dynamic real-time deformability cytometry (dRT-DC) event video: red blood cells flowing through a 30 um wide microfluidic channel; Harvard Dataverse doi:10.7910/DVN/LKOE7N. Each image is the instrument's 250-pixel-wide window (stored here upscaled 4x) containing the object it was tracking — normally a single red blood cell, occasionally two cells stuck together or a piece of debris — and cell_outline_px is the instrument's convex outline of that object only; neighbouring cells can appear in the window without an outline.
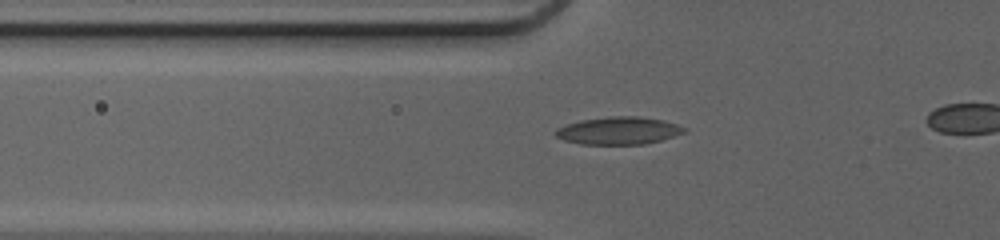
{"species": "common noctule bat (a hibernating species)", "species_latin": "Nyctalus noctula", "temperature_condition": "cold", "stored_images_in_passage": 39, "camera_frame_rate_fps": 3000, "um_per_image_px": 0.085, "animal": {"sex": "female", "body_mass_g": 20.0, "forearm_length_mm": 54.0}, "frame": {"image": 1, "passage_image": 13, "time_ms": 4.0, "image_size_px": [1000, 240], "cell_outline_px": [[688, 128], [684, 132], [660, 140], [644, 144], [580, 144], [564, 140], [556, 136], [556, 128], [580, 120], [608, 116], [636, 116], [664, 120]], "centroid_in_image_um": [52.57, 11.1], "position_along_channel_um": 73.2, "area_um2": 20.52}}
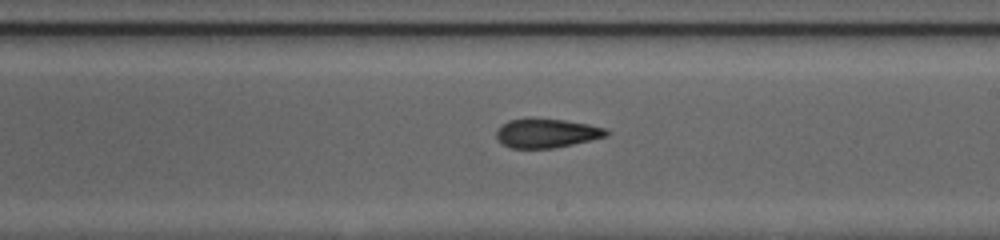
{"frame": {"image": 2, "passage_image": 25, "time_ms": 8.0, "image_size_px": [1000, 240], "cell_outline_px": [[608, 136], [572, 144], [552, 148], [512, 148], [504, 144], [496, 136], [496, 132], [500, 124], [508, 120], [528, 116], [564, 120], [588, 124], [608, 128]], "centroid_in_image_um": [46.44, 11.28], "position_along_channel_um": 242.6, "area_um2": 18.96}}
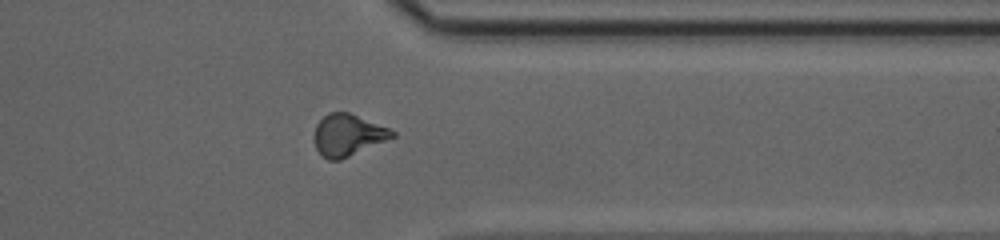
{"frame": {"image": 3, "passage_image": 35, "time_ms": 11.333, "image_size_px": [1000, 240], "cell_outline_px": [[396, 136], [340, 160], [328, 160], [316, 148], [316, 124], [328, 112], [348, 112], [388, 128], [396, 132]], "centroid_in_image_um": [29.58, 11.47], "position_along_channel_um": 381.8, "area_um2": 18.5}}